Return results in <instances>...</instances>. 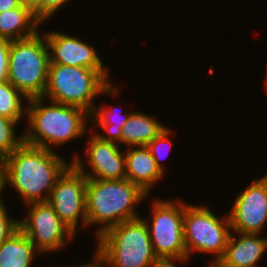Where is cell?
<instances>
[{
    "label": "cell",
    "instance_id": "obj_7",
    "mask_svg": "<svg viewBox=\"0 0 267 267\" xmlns=\"http://www.w3.org/2000/svg\"><path fill=\"white\" fill-rule=\"evenodd\" d=\"M217 217L203 205H191L184 201V242L189 259L192 253L214 255L209 263L212 267L223 256L231 233L228 213Z\"/></svg>",
    "mask_w": 267,
    "mask_h": 267
},
{
    "label": "cell",
    "instance_id": "obj_3",
    "mask_svg": "<svg viewBox=\"0 0 267 267\" xmlns=\"http://www.w3.org/2000/svg\"><path fill=\"white\" fill-rule=\"evenodd\" d=\"M140 186L129 180H100L87 178L86 228L100 225L95 231L98 238L109 228L124 221L141 217L136 206L148 198Z\"/></svg>",
    "mask_w": 267,
    "mask_h": 267
},
{
    "label": "cell",
    "instance_id": "obj_11",
    "mask_svg": "<svg viewBox=\"0 0 267 267\" xmlns=\"http://www.w3.org/2000/svg\"><path fill=\"white\" fill-rule=\"evenodd\" d=\"M228 213L231 231L263 234L267 221V173L240 192Z\"/></svg>",
    "mask_w": 267,
    "mask_h": 267
},
{
    "label": "cell",
    "instance_id": "obj_26",
    "mask_svg": "<svg viewBox=\"0 0 267 267\" xmlns=\"http://www.w3.org/2000/svg\"><path fill=\"white\" fill-rule=\"evenodd\" d=\"M22 6L30 8L41 21V0H19Z\"/></svg>",
    "mask_w": 267,
    "mask_h": 267
},
{
    "label": "cell",
    "instance_id": "obj_14",
    "mask_svg": "<svg viewBox=\"0 0 267 267\" xmlns=\"http://www.w3.org/2000/svg\"><path fill=\"white\" fill-rule=\"evenodd\" d=\"M259 235L231 231L223 256L212 267H257L267 253L264 239Z\"/></svg>",
    "mask_w": 267,
    "mask_h": 267
},
{
    "label": "cell",
    "instance_id": "obj_13",
    "mask_svg": "<svg viewBox=\"0 0 267 267\" xmlns=\"http://www.w3.org/2000/svg\"><path fill=\"white\" fill-rule=\"evenodd\" d=\"M45 37L49 47L50 64L108 70L98 56L95 46L56 30L47 31Z\"/></svg>",
    "mask_w": 267,
    "mask_h": 267
},
{
    "label": "cell",
    "instance_id": "obj_29",
    "mask_svg": "<svg viewBox=\"0 0 267 267\" xmlns=\"http://www.w3.org/2000/svg\"><path fill=\"white\" fill-rule=\"evenodd\" d=\"M93 257L94 258H92V259H94V260H92V262H89L87 264L85 262L83 265H79L78 264V266H75V267H102L105 264L102 256L96 250L94 251V256ZM66 267H74V266H68L67 265Z\"/></svg>",
    "mask_w": 267,
    "mask_h": 267
},
{
    "label": "cell",
    "instance_id": "obj_21",
    "mask_svg": "<svg viewBox=\"0 0 267 267\" xmlns=\"http://www.w3.org/2000/svg\"><path fill=\"white\" fill-rule=\"evenodd\" d=\"M18 125L17 121L0 115V158L12 154L24 142L23 133L17 137Z\"/></svg>",
    "mask_w": 267,
    "mask_h": 267
},
{
    "label": "cell",
    "instance_id": "obj_19",
    "mask_svg": "<svg viewBox=\"0 0 267 267\" xmlns=\"http://www.w3.org/2000/svg\"><path fill=\"white\" fill-rule=\"evenodd\" d=\"M117 108L110 106H95L90 114V123L95 127L103 129L106 135L102 136L101 133L95 134L103 141L114 142L122 145V128L125 126L130 112L126 113L123 117L117 111ZM118 115V116H117ZM92 121V122H91Z\"/></svg>",
    "mask_w": 267,
    "mask_h": 267
},
{
    "label": "cell",
    "instance_id": "obj_27",
    "mask_svg": "<svg viewBox=\"0 0 267 267\" xmlns=\"http://www.w3.org/2000/svg\"><path fill=\"white\" fill-rule=\"evenodd\" d=\"M177 262L186 263V262H188V258L158 259L152 267H178V266H176V265H178Z\"/></svg>",
    "mask_w": 267,
    "mask_h": 267
},
{
    "label": "cell",
    "instance_id": "obj_4",
    "mask_svg": "<svg viewBox=\"0 0 267 267\" xmlns=\"http://www.w3.org/2000/svg\"><path fill=\"white\" fill-rule=\"evenodd\" d=\"M109 77L108 70L49 64L43 98L55 103L75 106L89 114L97 105L99 95L119 96V90Z\"/></svg>",
    "mask_w": 267,
    "mask_h": 267
},
{
    "label": "cell",
    "instance_id": "obj_30",
    "mask_svg": "<svg viewBox=\"0 0 267 267\" xmlns=\"http://www.w3.org/2000/svg\"><path fill=\"white\" fill-rule=\"evenodd\" d=\"M19 5V0H0V13L16 8Z\"/></svg>",
    "mask_w": 267,
    "mask_h": 267
},
{
    "label": "cell",
    "instance_id": "obj_32",
    "mask_svg": "<svg viewBox=\"0 0 267 267\" xmlns=\"http://www.w3.org/2000/svg\"><path fill=\"white\" fill-rule=\"evenodd\" d=\"M265 77H266L265 78L266 80H265V86H264L265 88L264 89L267 91V73H266Z\"/></svg>",
    "mask_w": 267,
    "mask_h": 267
},
{
    "label": "cell",
    "instance_id": "obj_28",
    "mask_svg": "<svg viewBox=\"0 0 267 267\" xmlns=\"http://www.w3.org/2000/svg\"><path fill=\"white\" fill-rule=\"evenodd\" d=\"M7 166L4 161V159H0V203L4 202L2 201V191H4L5 186L7 185Z\"/></svg>",
    "mask_w": 267,
    "mask_h": 267
},
{
    "label": "cell",
    "instance_id": "obj_8",
    "mask_svg": "<svg viewBox=\"0 0 267 267\" xmlns=\"http://www.w3.org/2000/svg\"><path fill=\"white\" fill-rule=\"evenodd\" d=\"M150 208L152 217L146 224L154 254L158 259L187 258L184 242V201L161 200L156 197Z\"/></svg>",
    "mask_w": 267,
    "mask_h": 267
},
{
    "label": "cell",
    "instance_id": "obj_1",
    "mask_svg": "<svg viewBox=\"0 0 267 267\" xmlns=\"http://www.w3.org/2000/svg\"><path fill=\"white\" fill-rule=\"evenodd\" d=\"M4 161L7 185L12 186L26 204L47 202L57 179L72 164L56 151L24 142Z\"/></svg>",
    "mask_w": 267,
    "mask_h": 267
},
{
    "label": "cell",
    "instance_id": "obj_5",
    "mask_svg": "<svg viewBox=\"0 0 267 267\" xmlns=\"http://www.w3.org/2000/svg\"><path fill=\"white\" fill-rule=\"evenodd\" d=\"M96 240V251L108 267H152L158 260L143 217L115 225Z\"/></svg>",
    "mask_w": 267,
    "mask_h": 267
},
{
    "label": "cell",
    "instance_id": "obj_6",
    "mask_svg": "<svg viewBox=\"0 0 267 267\" xmlns=\"http://www.w3.org/2000/svg\"><path fill=\"white\" fill-rule=\"evenodd\" d=\"M49 64L45 33L10 42L8 81L28 100L43 96Z\"/></svg>",
    "mask_w": 267,
    "mask_h": 267
},
{
    "label": "cell",
    "instance_id": "obj_12",
    "mask_svg": "<svg viewBox=\"0 0 267 267\" xmlns=\"http://www.w3.org/2000/svg\"><path fill=\"white\" fill-rule=\"evenodd\" d=\"M93 129V131H92ZM96 128L90 130V138L87 142L86 154L89 167L86 171L80 156L73 154L72 164L84 174L86 178L100 180H122L126 178V163L124 151L119 144L101 140L95 134ZM85 169V170H84Z\"/></svg>",
    "mask_w": 267,
    "mask_h": 267
},
{
    "label": "cell",
    "instance_id": "obj_9",
    "mask_svg": "<svg viewBox=\"0 0 267 267\" xmlns=\"http://www.w3.org/2000/svg\"><path fill=\"white\" fill-rule=\"evenodd\" d=\"M26 206L28 213L24 219H18V227L39 253L66 248L64 246L76 236L48 202H33Z\"/></svg>",
    "mask_w": 267,
    "mask_h": 267
},
{
    "label": "cell",
    "instance_id": "obj_22",
    "mask_svg": "<svg viewBox=\"0 0 267 267\" xmlns=\"http://www.w3.org/2000/svg\"><path fill=\"white\" fill-rule=\"evenodd\" d=\"M171 130L172 129L170 127H166L153 141L147 145L157 166L163 172H165V167L162 165L161 161L167 157V151H170L173 145L172 139H170V136L173 135Z\"/></svg>",
    "mask_w": 267,
    "mask_h": 267
},
{
    "label": "cell",
    "instance_id": "obj_2",
    "mask_svg": "<svg viewBox=\"0 0 267 267\" xmlns=\"http://www.w3.org/2000/svg\"><path fill=\"white\" fill-rule=\"evenodd\" d=\"M46 101H49L47 105ZM46 101L43 97L28 100V127L23 133L24 143L54 151V147L58 148L89 132L90 128L86 125L90 122V114L87 111Z\"/></svg>",
    "mask_w": 267,
    "mask_h": 267
},
{
    "label": "cell",
    "instance_id": "obj_16",
    "mask_svg": "<svg viewBox=\"0 0 267 267\" xmlns=\"http://www.w3.org/2000/svg\"><path fill=\"white\" fill-rule=\"evenodd\" d=\"M41 24L30 8L20 4L0 13V37L10 41L25 39L34 36Z\"/></svg>",
    "mask_w": 267,
    "mask_h": 267
},
{
    "label": "cell",
    "instance_id": "obj_20",
    "mask_svg": "<svg viewBox=\"0 0 267 267\" xmlns=\"http://www.w3.org/2000/svg\"><path fill=\"white\" fill-rule=\"evenodd\" d=\"M23 98L24 101H22ZM23 102L27 105L28 99L9 81L0 83V115L19 123L27 113V108Z\"/></svg>",
    "mask_w": 267,
    "mask_h": 267
},
{
    "label": "cell",
    "instance_id": "obj_10",
    "mask_svg": "<svg viewBox=\"0 0 267 267\" xmlns=\"http://www.w3.org/2000/svg\"><path fill=\"white\" fill-rule=\"evenodd\" d=\"M86 185L87 178L71 164L57 179L47 200L59 218L75 234L78 231L76 229H79L78 225L86 228Z\"/></svg>",
    "mask_w": 267,
    "mask_h": 267
},
{
    "label": "cell",
    "instance_id": "obj_18",
    "mask_svg": "<svg viewBox=\"0 0 267 267\" xmlns=\"http://www.w3.org/2000/svg\"><path fill=\"white\" fill-rule=\"evenodd\" d=\"M39 252L18 228L0 244V267H32Z\"/></svg>",
    "mask_w": 267,
    "mask_h": 267
},
{
    "label": "cell",
    "instance_id": "obj_15",
    "mask_svg": "<svg viewBox=\"0 0 267 267\" xmlns=\"http://www.w3.org/2000/svg\"><path fill=\"white\" fill-rule=\"evenodd\" d=\"M124 152L126 179L150 194L165 173L159 169L147 146H131Z\"/></svg>",
    "mask_w": 267,
    "mask_h": 267
},
{
    "label": "cell",
    "instance_id": "obj_23",
    "mask_svg": "<svg viewBox=\"0 0 267 267\" xmlns=\"http://www.w3.org/2000/svg\"><path fill=\"white\" fill-rule=\"evenodd\" d=\"M18 219L9 216L4 202L0 203V244L18 229Z\"/></svg>",
    "mask_w": 267,
    "mask_h": 267
},
{
    "label": "cell",
    "instance_id": "obj_17",
    "mask_svg": "<svg viewBox=\"0 0 267 267\" xmlns=\"http://www.w3.org/2000/svg\"><path fill=\"white\" fill-rule=\"evenodd\" d=\"M157 119L140 111H131L122 128V144L128 147L147 146L167 127Z\"/></svg>",
    "mask_w": 267,
    "mask_h": 267
},
{
    "label": "cell",
    "instance_id": "obj_25",
    "mask_svg": "<svg viewBox=\"0 0 267 267\" xmlns=\"http://www.w3.org/2000/svg\"><path fill=\"white\" fill-rule=\"evenodd\" d=\"M69 0H41V22L45 23Z\"/></svg>",
    "mask_w": 267,
    "mask_h": 267
},
{
    "label": "cell",
    "instance_id": "obj_24",
    "mask_svg": "<svg viewBox=\"0 0 267 267\" xmlns=\"http://www.w3.org/2000/svg\"><path fill=\"white\" fill-rule=\"evenodd\" d=\"M10 40L0 37V83L8 81Z\"/></svg>",
    "mask_w": 267,
    "mask_h": 267
},
{
    "label": "cell",
    "instance_id": "obj_31",
    "mask_svg": "<svg viewBox=\"0 0 267 267\" xmlns=\"http://www.w3.org/2000/svg\"><path fill=\"white\" fill-rule=\"evenodd\" d=\"M266 224H267V221H266ZM265 226L267 228V225H265ZM263 239H264V242H265V245H266V250H267V236L266 237H263Z\"/></svg>",
    "mask_w": 267,
    "mask_h": 267
}]
</instances>
